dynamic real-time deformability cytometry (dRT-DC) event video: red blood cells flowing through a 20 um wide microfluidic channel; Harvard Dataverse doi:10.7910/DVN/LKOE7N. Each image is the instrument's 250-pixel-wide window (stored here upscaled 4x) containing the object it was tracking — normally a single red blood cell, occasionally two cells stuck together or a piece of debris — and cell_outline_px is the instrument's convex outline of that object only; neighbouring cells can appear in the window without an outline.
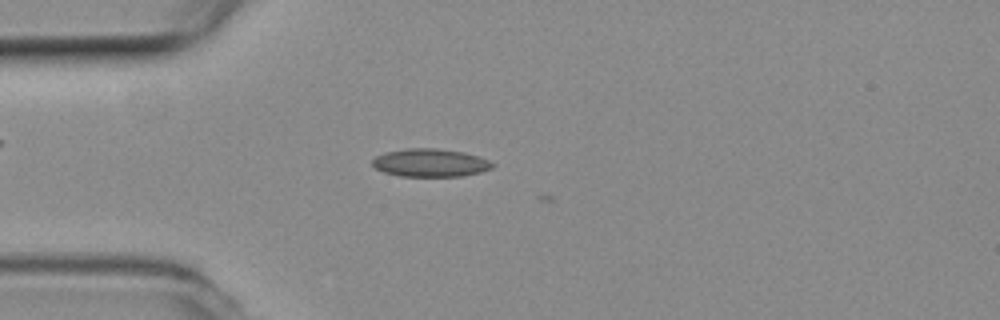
{"species": "common noctule bat (a hibernating species)", "species_latin": "Nyctalus noctula", "temperature_condition": "room temperature", "stored_images_in_passage": 5, "camera_frame_rate_fps": 3000, "um_per_image_px": 0.085, "animal": {"sex": "female", "body_mass_g": 19.3, "forearm_length_mm": 54.1}, "frame": {"image": 1, "passage_image": 4, "time_ms": 1.0, "image_size_px": [1000, 320], "cell_outline_px": [[496, 164], [492, 168], [480, 172], [460, 176], [400, 176], [384, 172], [376, 168], [372, 164], [372, 160], [376, 156], [384, 152], [408, 148], [436, 148], [464, 152], [488, 160]], "centroid_in_image_um": [36.56, 13.83], "position_along_channel_um": 48.4, "area_um2": 19.54}}